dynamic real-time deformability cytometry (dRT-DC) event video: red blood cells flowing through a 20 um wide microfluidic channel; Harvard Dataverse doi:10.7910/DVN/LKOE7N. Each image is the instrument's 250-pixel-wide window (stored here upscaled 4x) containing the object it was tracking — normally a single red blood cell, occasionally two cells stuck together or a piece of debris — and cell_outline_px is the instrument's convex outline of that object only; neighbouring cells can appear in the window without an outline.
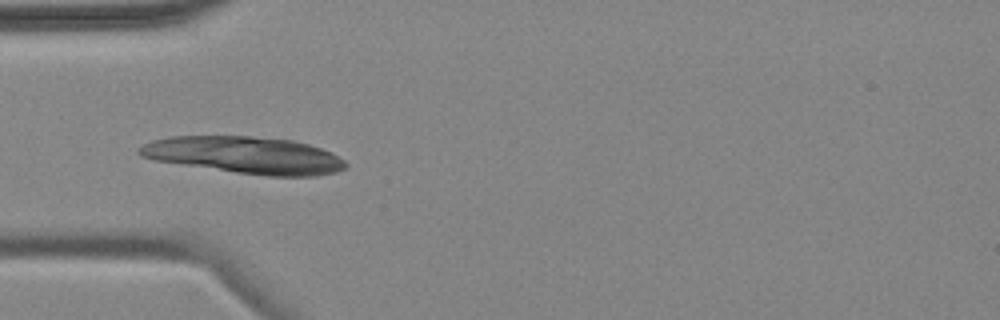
{"species": "common noctule bat (a hibernating species)", "species_latin": "Nyctalus noctula", "temperature_condition": "cold", "stored_images_in_passage": 4, "camera_frame_rate_fps": 3000, "um_per_image_px": 0.085, "animal": {"sex": "female", "body_mass_g": 18.4}, "frame": {"image": 1, "passage_image": 3, "time_ms": 2.333, "image_size_px": [1000, 320], "cell_outline_px": [[348, 164], [344, 168], [336, 172], [316, 176], [268, 176], [236, 172], [156, 160], [140, 156], [136, 152], [144, 144], [152, 140], [168, 136], [252, 136], [292, 140], [308, 144], [332, 152], [344, 160]], "centroid_in_image_um": [20.83, 13.18], "position_along_channel_um": 64.2, "area_um2": 44.27}}
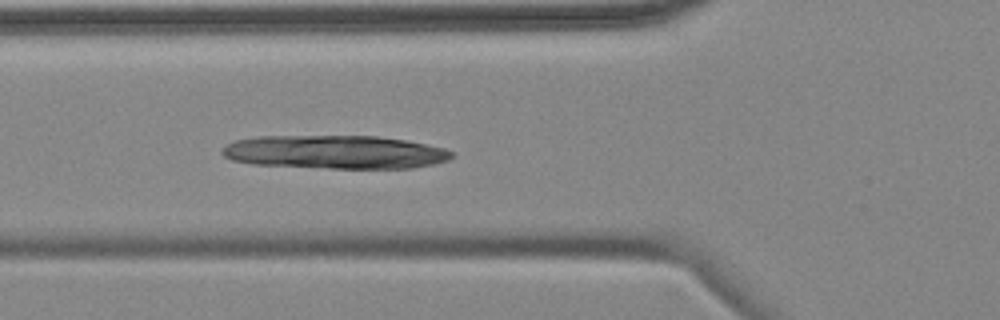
{"frame": {"image": 2, "passage_image": 4, "time_ms": 3.333, "image_size_px": [1000, 320], "cell_outline_px": [[452, 156], [448, 160], [432, 164], [412, 168], [332, 168], [252, 164], [232, 160], [224, 156], [220, 152], [228, 144], [236, 140], [260, 136], [376, 136], [404, 140], [444, 148], [452, 152]], "centroid_in_image_um": [28.46, 12.92], "position_along_channel_um": 97.3, "area_um2": 44.45}}